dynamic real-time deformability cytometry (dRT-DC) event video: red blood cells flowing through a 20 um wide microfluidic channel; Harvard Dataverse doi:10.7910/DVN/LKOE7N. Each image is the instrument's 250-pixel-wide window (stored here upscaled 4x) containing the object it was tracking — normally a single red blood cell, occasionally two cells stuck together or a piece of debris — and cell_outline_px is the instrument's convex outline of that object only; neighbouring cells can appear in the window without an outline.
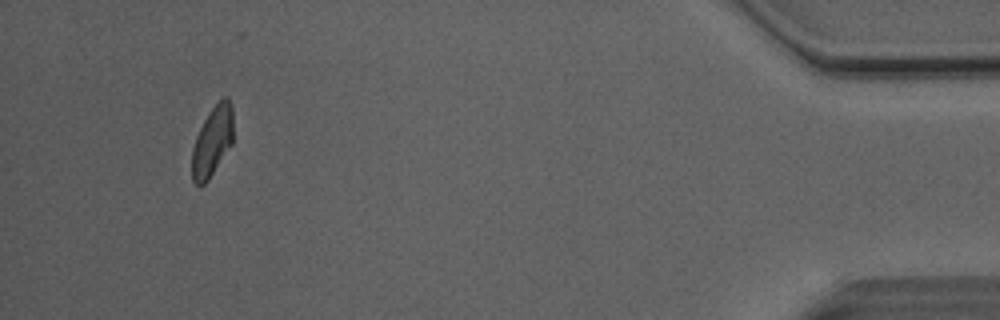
{"species": "Egyptian fruit bat (a non-hibernating species)", "species_latin": "Rousettus aegyptiacus", "temperature_condition": "room temperature", "stored_images_in_passage": 37, "camera_frame_rate_fps": 3000, "um_per_image_px": 0.085, "animal": {"sex": "male"}, "frame": {"image": 1, "passage_image": 37, "time_ms": 12.0, "image_size_px": [1000, 320], "cell_outline_px": [[232, 144], [208, 180], [204, 184], [196, 184], [192, 180], [192, 148], [196, 136], [208, 112], [224, 96], [228, 96], [232, 104]], "centroid_in_image_um": [18.05, 11.99], "position_along_channel_um": 417.2, "area_um2": 16.7}, "authors_computed_cell_mechanics": {"area_um2": 18.0914, "velocity_mm_per_s": 4.0816, "shape_relaxation_time_tau1_ms": 8.3675, "shape_relaxation_time_tau2_ms": 4.6037, "deformation_change_tau1": 0.1932, "deformation_change_tau2": 0.12}}